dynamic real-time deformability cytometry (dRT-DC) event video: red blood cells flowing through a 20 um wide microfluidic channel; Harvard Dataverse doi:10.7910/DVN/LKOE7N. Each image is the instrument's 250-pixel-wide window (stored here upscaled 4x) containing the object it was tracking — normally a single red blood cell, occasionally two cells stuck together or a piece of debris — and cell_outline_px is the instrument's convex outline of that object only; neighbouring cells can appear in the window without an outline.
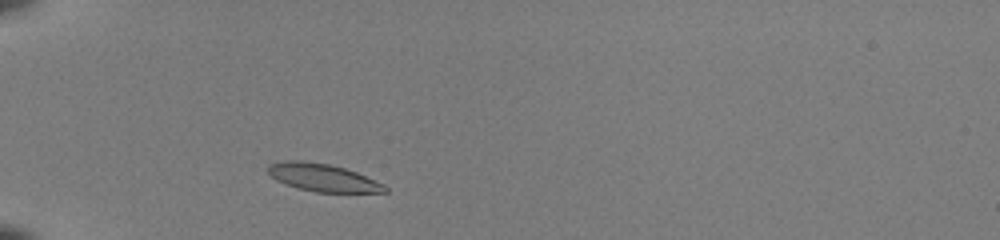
{"species": "common noctule bat (a hibernating species)", "species_latin": "Nyctalus noctula", "temperature_condition": "room temperature", "stored_images_in_passage": 38, "camera_frame_rate_fps": 3000, "um_per_image_px": 0.085, "animal": {"sex": "female", "body_mass_g": 22.0, "forearm_length_mm": 56.7}, "frame": {"image": 1, "passage_image": 4, "time_ms": 1.0, "image_size_px": [1000, 240], "cell_outline_px": [[388, 192], [316, 192], [296, 188], [276, 180], [268, 172], [268, 164], [284, 160], [300, 160], [328, 164], [344, 168], [356, 172], [384, 184], [388, 188]], "centroid_in_image_um": [27.42, 15.09], "position_along_channel_um": 57.6, "area_um2": 18.79}}
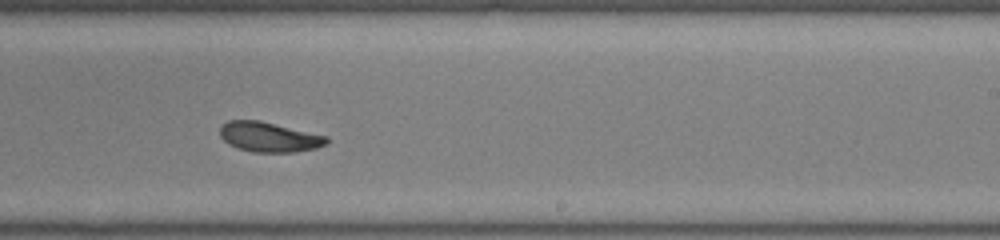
{"frame": {"image": 2, "passage_image": 21, "time_ms": 6.667, "image_size_px": [1000, 240], "cell_outline_px": [[328, 144], [316, 148], [292, 152], [252, 152], [236, 148], [228, 144], [220, 136], [220, 124], [228, 120], [260, 120], [328, 136]], "centroid_in_image_um": [22.85, 11.64], "position_along_channel_um": 266.1, "area_um2": 18.79}}
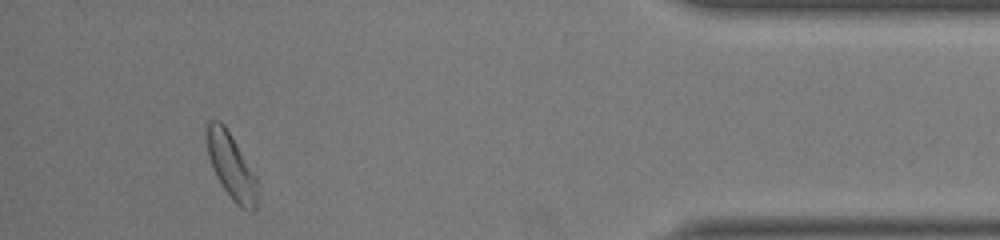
{"frame": {"image": 3, "passage_image": 35, "time_ms": 11.333, "image_size_px": [1000, 240], "cell_outline_px": [[260, 184], [256, 208], [252, 212], [240, 208], [232, 200], [216, 176], [212, 168], [208, 156], [208, 120], [220, 120], [224, 124], [256, 176]], "centroid_in_image_um": [19.71, 14.2], "position_along_channel_um": 415.5, "area_um2": 19.31}, "authors_computed_cell_mechanics": {"area_um2": 19.0162, "velocity_mm_per_s": 4.0515, "shape_relaxation_time_tau1_ms": 3.859, "shape_relaxation_time_tau2_ms": 2.066, "deformation_change_tau1": 0.1439, "deformation_change_tau2": 0.081}}